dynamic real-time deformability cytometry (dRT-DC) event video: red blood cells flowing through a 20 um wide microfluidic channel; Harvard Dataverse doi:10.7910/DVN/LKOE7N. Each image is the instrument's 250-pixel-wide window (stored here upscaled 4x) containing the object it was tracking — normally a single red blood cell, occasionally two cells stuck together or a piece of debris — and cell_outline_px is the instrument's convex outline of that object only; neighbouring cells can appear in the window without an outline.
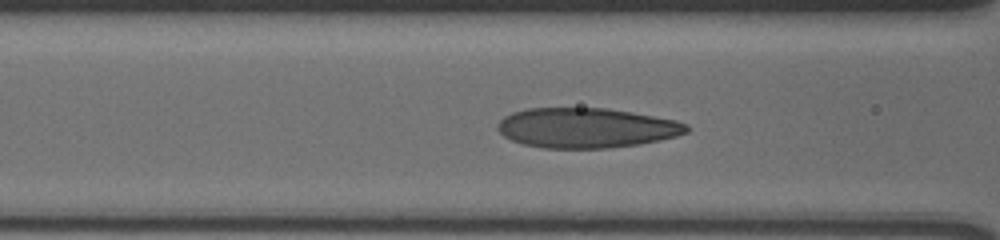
{"species": "human", "species_latin": "Homo sapiens", "temperature_condition": "cold", "stored_images_in_passage": 34, "camera_frame_rate_fps": 3000, "um_per_image_px": 0.085, "donor": {"sex": "male"}, "frame": {"image": 1, "passage_image": 11, "time_ms": 3.333, "image_size_px": [1000, 240], "cell_outline_px": [[688, 132], [676, 136], [660, 140], [640, 144], [608, 148], [544, 148], [524, 144], [512, 140], [504, 136], [496, 128], [496, 124], [504, 116], [512, 112], [528, 108], [608, 108], [632, 112], [676, 120], [688, 124]], "centroid_in_image_um": [49.83, 10.86], "position_along_channel_um": 116.8, "area_um2": 44.1}}
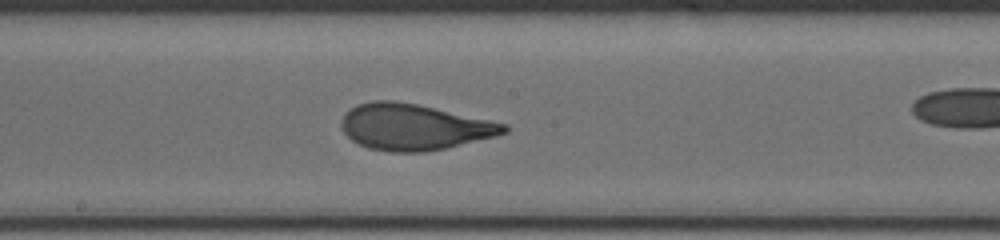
{"frame": {"image": 2, "passage_image": 19, "time_ms": 6.0, "image_size_px": [1000, 240], "cell_outline_px": [[508, 132], [496, 136], [444, 148], [424, 152], [392, 152], [368, 148], [352, 140], [344, 132], [340, 124], [340, 120], [344, 112], [356, 104], [372, 100], [392, 100], [416, 104], [508, 124]], "centroid_in_image_um": [35.14, 10.78], "position_along_channel_um": 213.1, "area_um2": 43.58}}
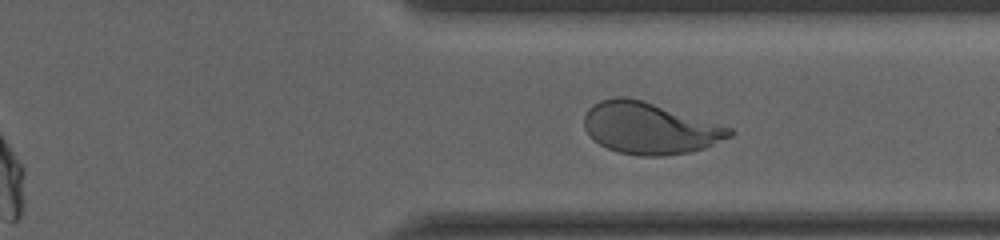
{"frame": {"image": 3, "passage_image": 31, "time_ms": 10.0, "image_size_px": [1000, 240], "cell_outline_px": [[736, 132], [732, 136], [704, 148], [688, 152], [664, 156], [640, 156], [620, 152], [608, 148], [592, 140], [584, 128], [584, 116], [588, 108], [592, 104], [600, 100], [616, 96], [628, 96], [732, 128]], "centroid_in_image_um": [55.18, 10.89], "position_along_channel_um": 356.2, "area_um2": 43.58}}